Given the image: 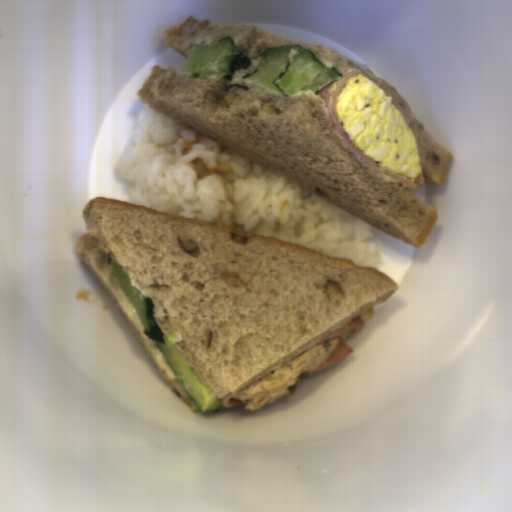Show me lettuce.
I'll list each match as a JSON object with an SVG mask.
<instances>
[{
  "label": "lettuce",
  "mask_w": 512,
  "mask_h": 512,
  "mask_svg": "<svg viewBox=\"0 0 512 512\" xmlns=\"http://www.w3.org/2000/svg\"><path fill=\"white\" fill-rule=\"evenodd\" d=\"M309 376H310V374H309V373H307V372H306V373H303V374H301V375H299V377H298V379H297L296 383H295L293 386H290V387L288 388V392H289L291 395H295L297 385H298L300 382H302L303 380H305V379L309 378Z\"/></svg>",
  "instance_id": "lettuce-1"
}]
</instances>
